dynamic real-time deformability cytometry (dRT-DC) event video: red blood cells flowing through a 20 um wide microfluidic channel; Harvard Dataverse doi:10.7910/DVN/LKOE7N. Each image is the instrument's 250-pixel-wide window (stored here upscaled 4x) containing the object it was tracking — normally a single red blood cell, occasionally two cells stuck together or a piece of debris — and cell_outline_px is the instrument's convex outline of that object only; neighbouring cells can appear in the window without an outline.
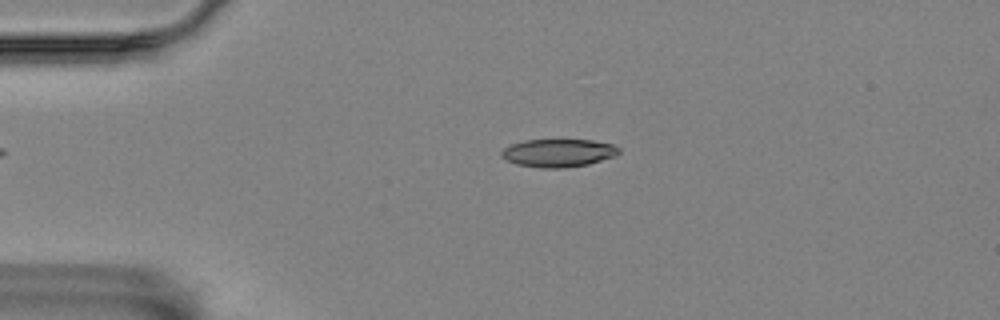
{"species": "Egyptian fruit bat (a non-hibernating species)", "species_latin": "Rousettus aegyptiacus", "temperature_condition": "room temperature", "stored_images_in_passage": 49, "camera_frame_rate_fps": 3000, "um_per_image_px": 0.085, "animal": {"sex": "female"}, "frame": {"image": 1, "passage_image": 6, "time_ms": 1.667, "image_size_px": [1000, 320], "cell_outline_px": [[620, 152], [616, 156], [588, 164], [564, 168], [540, 168], [516, 164], [500, 156], [500, 152], [504, 148], [512, 144], [524, 140], [592, 140], [612, 144], [620, 148]], "centroid_in_image_um": [47.47, 13.0], "position_along_channel_um": 37.5, "area_um2": 19.19}}
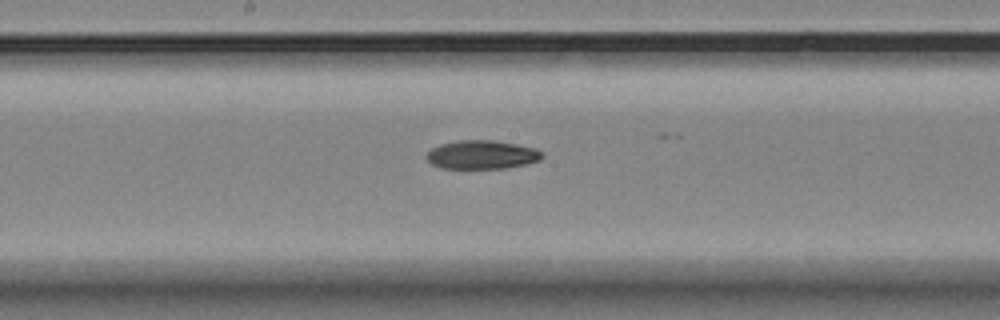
{"frame": {"image": 2, "passage_image": 23, "time_ms": 7.333, "image_size_px": [1000, 320], "cell_outline_px": [[544, 156], [540, 160], [524, 164], [504, 168], [440, 168], [432, 164], [424, 156], [432, 148], [440, 144], [456, 140], [492, 140], [516, 144], [536, 148], [544, 152]], "centroid_in_image_um": [40.96, 13.14], "position_along_channel_um": 207.2, "area_um2": 19.36}}
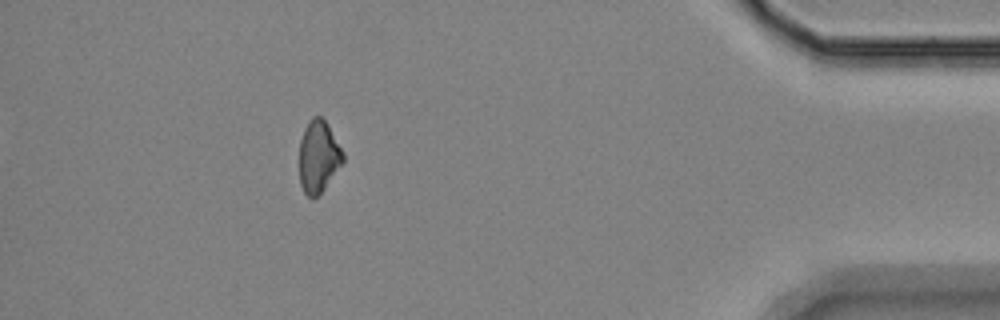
{"frame": {"image": 3, "passage_image": 44, "time_ms": 14.333, "image_size_px": [1000, 320], "cell_outline_px": [[344, 160], [324, 188], [312, 200], [304, 192], [300, 184], [300, 140], [304, 128], [308, 120], [312, 116], [320, 116], [328, 124], [344, 152]], "centroid_in_image_um": [27.06, 13.28], "position_along_channel_um": 408.1, "area_um2": 18.26}, "authors_computed_cell_mechanics": {"area_um2": 19.363, "velocity_mm_per_s": 3.5705, "shape_relaxation_time_tau1_ms": 7.2054, "shape_relaxation_time_tau2_ms": null, "deformation_change_tau1": 0.1391, "deformation_change_tau2": null}}